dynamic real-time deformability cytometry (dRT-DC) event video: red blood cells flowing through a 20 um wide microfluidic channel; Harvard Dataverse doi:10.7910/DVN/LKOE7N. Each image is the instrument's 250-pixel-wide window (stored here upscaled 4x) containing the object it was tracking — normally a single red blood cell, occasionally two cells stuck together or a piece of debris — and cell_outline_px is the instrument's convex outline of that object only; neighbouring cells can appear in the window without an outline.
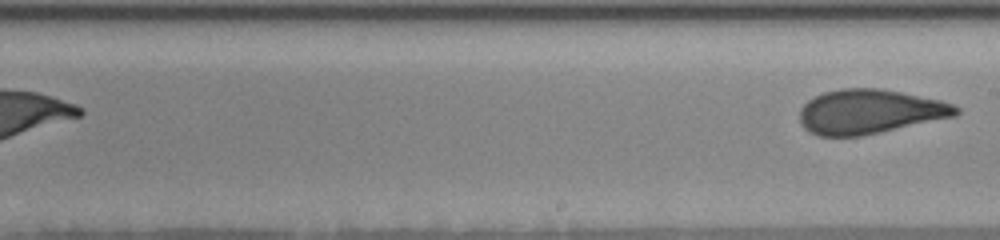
{"species": "human", "species_latin": "Homo sapiens", "temperature_condition": "room temperature", "stored_images_in_passage": 20, "segment_of_instrument_passage": [2, 2], "camera_frame_rate_fps": 3000, "um_per_image_px": 0.085, "donor": {"sex": "female"}, "frame": {"image": 1, "passage_image": 20, "time_ms": 8.333, "image_size_px": [1000, 240], "cell_outline_px": [[960, 112], [956, 116], [880, 132], [860, 136], [816, 136], [808, 132], [800, 124], [800, 108], [808, 100], [824, 92], [840, 88], [880, 88], [940, 100], [952, 104], [960, 108]], "centroid_in_image_um": [73.89, 9.49], "position_along_channel_um": 215.1, "area_um2": 40.46}}